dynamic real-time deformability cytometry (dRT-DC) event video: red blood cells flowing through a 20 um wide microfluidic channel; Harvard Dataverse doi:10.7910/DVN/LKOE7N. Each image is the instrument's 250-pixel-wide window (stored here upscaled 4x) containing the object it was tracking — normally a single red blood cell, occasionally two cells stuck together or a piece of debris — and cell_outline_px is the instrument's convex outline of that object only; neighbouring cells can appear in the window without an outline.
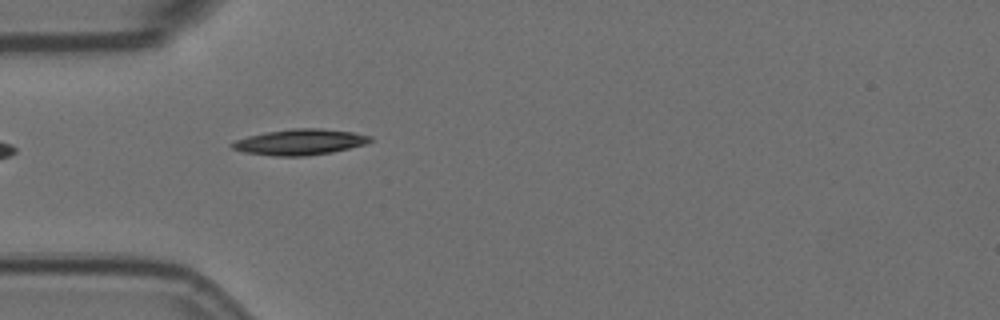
{"species": "Egyptian fruit bat (a non-hibernating species)", "species_latin": "Rousettus aegyptiacus", "temperature_condition": "room temperature", "stored_images_in_passage": 7, "camera_frame_rate_fps": 3000, "um_per_image_px": 0.085, "animal": {"sex": "female"}, "frame": {"image": 1, "passage_image": 5, "time_ms": 1.333, "image_size_px": [1000, 320], "cell_outline_px": [[372, 140], [364, 144], [332, 152], [304, 156], [272, 156], [244, 152], [232, 148], [228, 144], [236, 140], [248, 136], [268, 132], [292, 128], [320, 128], [352, 132], [372, 136]], "centroid_in_image_um": [25.46, 12.07], "position_along_channel_um": 59.5, "area_um2": 20.63}}
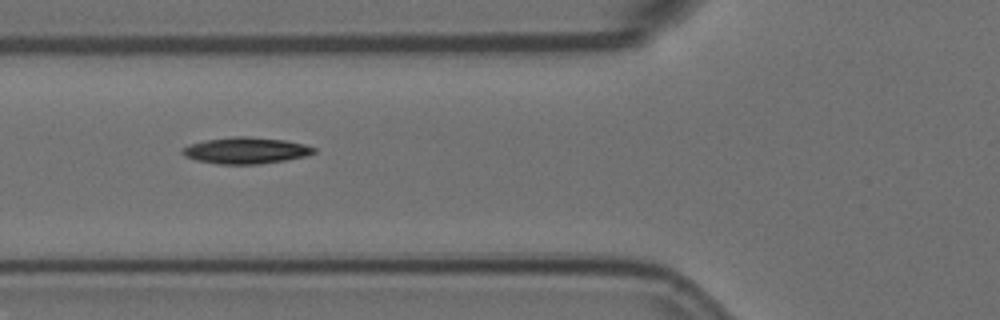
{"frame": {"image": 2, "passage_image": 6, "time_ms": 1.667, "image_size_px": [1000, 320], "cell_outline_px": [[316, 152], [308, 156], [260, 164], [216, 164], [196, 160], [184, 156], [180, 152], [180, 148], [204, 140], [232, 136], [248, 136], [284, 140], [304, 144], [316, 148]], "centroid_in_image_um": [20.88, 12.79], "position_along_channel_um": 104.9, "area_um2": 20.4}}
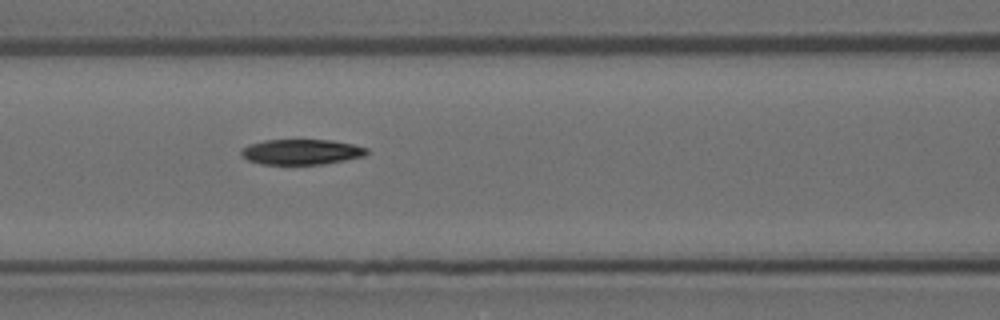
{"frame": {"image": 3, "passage_image": 7, "time_ms": 2.0, "image_size_px": [1000, 320], "cell_outline_px": [[368, 152], [364, 156], [324, 164], [260, 164], [248, 160], [240, 152], [240, 148], [248, 144], [264, 140], [332, 140], [352, 144], [368, 148]], "centroid_in_image_um": [25.59, 12.9], "position_along_channel_um": 141.0, "area_um2": 18.55}}